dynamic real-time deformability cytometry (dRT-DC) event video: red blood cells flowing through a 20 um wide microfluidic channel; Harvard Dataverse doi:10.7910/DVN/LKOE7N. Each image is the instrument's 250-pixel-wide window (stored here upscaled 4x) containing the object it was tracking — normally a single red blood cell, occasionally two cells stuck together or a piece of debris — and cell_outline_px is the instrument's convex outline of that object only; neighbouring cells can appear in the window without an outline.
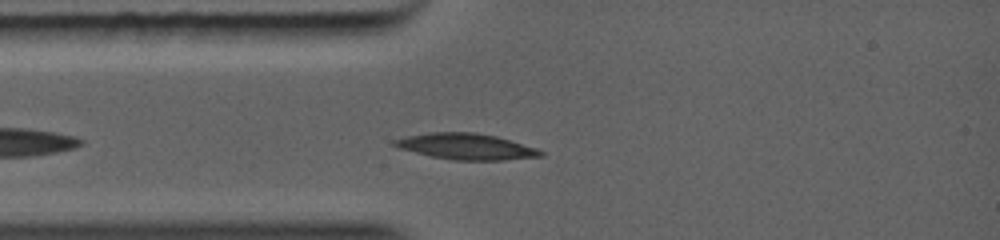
{"species": "common noctule bat (a hibernating species)", "species_latin": "Nyctalus noctula", "temperature_condition": "warm", "stored_images_in_passage": 3, "camera_frame_rate_fps": 5000, "um_per_image_px": 0.085, "animal": {"sex": "female", "body_mass_g": 19.0, "forearm_length_mm": 56.7}, "frame": {"image": 1, "passage_image": 3, "time_ms": 1.2, "image_size_px": [1000, 240], "cell_outline_px": [[544, 156], [504, 160], [452, 160], [432, 156], [400, 148], [392, 144], [392, 140], [408, 136], [428, 132], [476, 132], [496, 136], [536, 148], [544, 152]], "centroid_in_image_um": [39.64, 12.45], "position_along_channel_um": 45.4, "area_um2": 22.02}}